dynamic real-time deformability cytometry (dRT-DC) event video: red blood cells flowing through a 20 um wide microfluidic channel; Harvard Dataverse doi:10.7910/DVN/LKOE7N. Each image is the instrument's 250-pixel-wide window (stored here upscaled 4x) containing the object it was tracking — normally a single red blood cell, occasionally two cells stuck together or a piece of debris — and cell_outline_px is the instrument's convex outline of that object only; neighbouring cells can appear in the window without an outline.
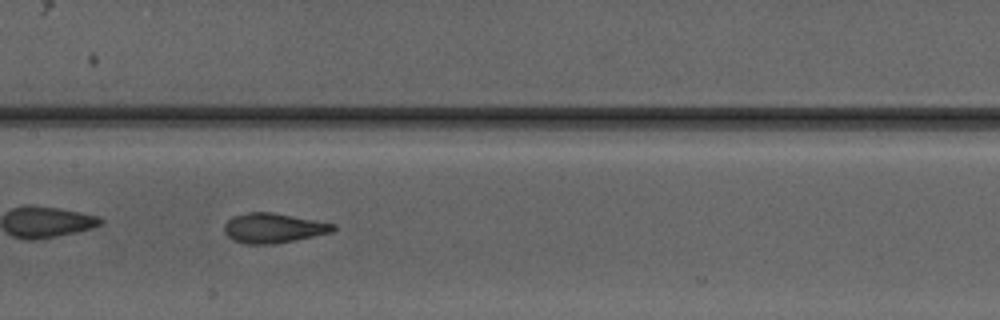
{"species": "Egyptian fruit bat (a non-hibernating species)", "species_latin": "Rousettus aegyptiacus", "temperature_condition": "warm", "stored_images_in_passage": 35, "camera_frame_rate_fps": 3000, "um_per_image_px": 0.085, "animal": {"sex": "male"}, "frame": {"image": 1, "passage_image": 11, "time_ms": 3.333, "image_size_px": [1000, 320], "cell_outline_px": [[336, 228], [332, 232], [272, 244], [248, 244], [232, 240], [224, 232], [224, 224], [228, 220], [236, 216], [248, 212], [272, 212], [336, 224]], "centroid_in_image_um": [23.22, 19.38], "position_along_channel_um": 184.2, "area_um2": 18.61}}
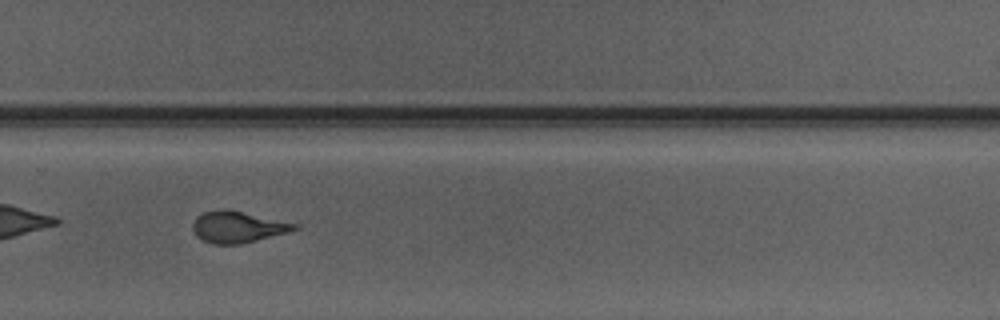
{"frame": {"image": 2, "passage_image": 20, "time_ms": 6.333, "image_size_px": [1000, 320], "cell_outline_px": [[300, 228], [288, 232], [240, 244], [212, 244], [196, 236], [192, 228], [192, 224], [196, 216], [204, 212], [224, 208], [300, 224]], "centroid_in_image_um": [20.2, 19.28], "position_along_channel_um": 309.6, "area_um2": 18.61}}